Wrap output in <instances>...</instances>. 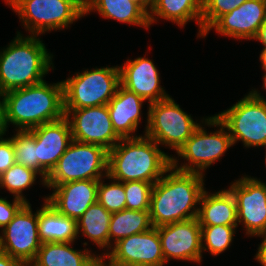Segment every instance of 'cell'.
Instances as JSON below:
<instances>
[{
  "mask_svg": "<svg viewBox=\"0 0 266 266\" xmlns=\"http://www.w3.org/2000/svg\"><path fill=\"white\" fill-rule=\"evenodd\" d=\"M106 255L125 266H163L166 263L156 227L120 239Z\"/></svg>",
  "mask_w": 266,
  "mask_h": 266,
  "instance_id": "cell-16",
  "label": "cell"
},
{
  "mask_svg": "<svg viewBox=\"0 0 266 266\" xmlns=\"http://www.w3.org/2000/svg\"><path fill=\"white\" fill-rule=\"evenodd\" d=\"M108 258V263L105 259ZM105 260V261H104ZM106 262V263H105ZM96 266H125L123 264H119L114 262L109 256L106 254H101V256L96 255Z\"/></svg>",
  "mask_w": 266,
  "mask_h": 266,
  "instance_id": "cell-38",
  "label": "cell"
},
{
  "mask_svg": "<svg viewBox=\"0 0 266 266\" xmlns=\"http://www.w3.org/2000/svg\"><path fill=\"white\" fill-rule=\"evenodd\" d=\"M252 40L260 41L262 43V45L264 46L263 48H266V20L260 26L256 36Z\"/></svg>",
  "mask_w": 266,
  "mask_h": 266,
  "instance_id": "cell-39",
  "label": "cell"
},
{
  "mask_svg": "<svg viewBox=\"0 0 266 266\" xmlns=\"http://www.w3.org/2000/svg\"><path fill=\"white\" fill-rule=\"evenodd\" d=\"M119 69L121 85L148 100V104L170 97L160 85V74L152 60L137 57L127 60Z\"/></svg>",
  "mask_w": 266,
  "mask_h": 266,
  "instance_id": "cell-19",
  "label": "cell"
},
{
  "mask_svg": "<svg viewBox=\"0 0 266 266\" xmlns=\"http://www.w3.org/2000/svg\"><path fill=\"white\" fill-rule=\"evenodd\" d=\"M265 73V75H263V87H264V89H266V71H264Z\"/></svg>",
  "mask_w": 266,
  "mask_h": 266,
  "instance_id": "cell-44",
  "label": "cell"
},
{
  "mask_svg": "<svg viewBox=\"0 0 266 266\" xmlns=\"http://www.w3.org/2000/svg\"><path fill=\"white\" fill-rule=\"evenodd\" d=\"M235 228L237 226H201L202 252L208 250L217 256L227 250L233 241Z\"/></svg>",
  "mask_w": 266,
  "mask_h": 266,
  "instance_id": "cell-29",
  "label": "cell"
},
{
  "mask_svg": "<svg viewBox=\"0 0 266 266\" xmlns=\"http://www.w3.org/2000/svg\"><path fill=\"white\" fill-rule=\"evenodd\" d=\"M41 244L38 231V210L33 214L31 204L26 203L2 230L0 251L29 266L35 259Z\"/></svg>",
  "mask_w": 266,
  "mask_h": 266,
  "instance_id": "cell-11",
  "label": "cell"
},
{
  "mask_svg": "<svg viewBox=\"0 0 266 266\" xmlns=\"http://www.w3.org/2000/svg\"><path fill=\"white\" fill-rule=\"evenodd\" d=\"M71 242L42 243L29 266H90L95 254L88 249L75 250Z\"/></svg>",
  "mask_w": 266,
  "mask_h": 266,
  "instance_id": "cell-24",
  "label": "cell"
},
{
  "mask_svg": "<svg viewBox=\"0 0 266 266\" xmlns=\"http://www.w3.org/2000/svg\"><path fill=\"white\" fill-rule=\"evenodd\" d=\"M199 205L200 226H238L236 201L229 189L213 194L205 190Z\"/></svg>",
  "mask_w": 266,
  "mask_h": 266,
  "instance_id": "cell-21",
  "label": "cell"
},
{
  "mask_svg": "<svg viewBox=\"0 0 266 266\" xmlns=\"http://www.w3.org/2000/svg\"><path fill=\"white\" fill-rule=\"evenodd\" d=\"M3 136H0V176L15 164L12 141Z\"/></svg>",
  "mask_w": 266,
  "mask_h": 266,
  "instance_id": "cell-35",
  "label": "cell"
},
{
  "mask_svg": "<svg viewBox=\"0 0 266 266\" xmlns=\"http://www.w3.org/2000/svg\"><path fill=\"white\" fill-rule=\"evenodd\" d=\"M0 266H26L21 260L0 251Z\"/></svg>",
  "mask_w": 266,
  "mask_h": 266,
  "instance_id": "cell-37",
  "label": "cell"
},
{
  "mask_svg": "<svg viewBox=\"0 0 266 266\" xmlns=\"http://www.w3.org/2000/svg\"><path fill=\"white\" fill-rule=\"evenodd\" d=\"M153 227L149 211H137L124 209L113 212L109 225V250L112 244L125 237L143 233ZM114 241V243L111 241Z\"/></svg>",
  "mask_w": 266,
  "mask_h": 266,
  "instance_id": "cell-27",
  "label": "cell"
},
{
  "mask_svg": "<svg viewBox=\"0 0 266 266\" xmlns=\"http://www.w3.org/2000/svg\"><path fill=\"white\" fill-rule=\"evenodd\" d=\"M266 20V0H247L240 7L221 16L203 35L211 29L221 35L252 40Z\"/></svg>",
  "mask_w": 266,
  "mask_h": 266,
  "instance_id": "cell-18",
  "label": "cell"
},
{
  "mask_svg": "<svg viewBox=\"0 0 266 266\" xmlns=\"http://www.w3.org/2000/svg\"><path fill=\"white\" fill-rule=\"evenodd\" d=\"M37 175L36 171L15 163L0 176V188H6L15 198L30 203L22 191L34 184Z\"/></svg>",
  "mask_w": 266,
  "mask_h": 266,
  "instance_id": "cell-28",
  "label": "cell"
},
{
  "mask_svg": "<svg viewBox=\"0 0 266 266\" xmlns=\"http://www.w3.org/2000/svg\"><path fill=\"white\" fill-rule=\"evenodd\" d=\"M202 11L203 0H152L148 19L150 25L158 18H163L179 27L185 26L190 20H196L199 26L198 36L202 37Z\"/></svg>",
  "mask_w": 266,
  "mask_h": 266,
  "instance_id": "cell-22",
  "label": "cell"
},
{
  "mask_svg": "<svg viewBox=\"0 0 266 266\" xmlns=\"http://www.w3.org/2000/svg\"><path fill=\"white\" fill-rule=\"evenodd\" d=\"M260 62L262 69L266 71V48H263L260 54Z\"/></svg>",
  "mask_w": 266,
  "mask_h": 266,
  "instance_id": "cell-42",
  "label": "cell"
},
{
  "mask_svg": "<svg viewBox=\"0 0 266 266\" xmlns=\"http://www.w3.org/2000/svg\"><path fill=\"white\" fill-rule=\"evenodd\" d=\"M145 100L119 85L116 94L107 104L112 126L121 138H133L141 121V109Z\"/></svg>",
  "mask_w": 266,
  "mask_h": 266,
  "instance_id": "cell-20",
  "label": "cell"
},
{
  "mask_svg": "<svg viewBox=\"0 0 266 266\" xmlns=\"http://www.w3.org/2000/svg\"><path fill=\"white\" fill-rule=\"evenodd\" d=\"M26 204L21 199L15 198L10 203L6 198H0V228L3 230L18 213V211Z\"/></svg>",
  "mask_w": 266,
  "mask_h": 266,
  "instance_id": "cell-34",
  "label": "cell"
},
{
  "mask_svg": "<svg viewBox=\"0 0 266 266\" xmlns=\"http://www.w3.org/2000/svg\"><path fill=\"white\" fill-rule=\"evenodd\" d=\"M94 10L106 19L143 26L145 29L150 27L148 14L130 0H87L85 15Z\"/></svg>",
  "mask_w": 266,
  "mask_h": 266,
  "instance_id": "cell-25",
  "label": "cell"
},
{
  "mask_svg": "<svg viewBox=\"0 0 266 266\" xmlns=\"http://www.w3.org/2000/svg\"><path fill=\"white\" fill-rule=\"evenodd\" d=\"M247 0H203L202 37L223 15L240 7Z\"/></svg>",
  "mask_w": 266,
  "mask_h": 266,
  "instance_id": "cell-33",
  "label": "cell"
},
{
  "mask_svg": "<svg viewBox=\"0 0 266 266\" xmlns=\"http://www.w3.org/2000/svg\"><path fill=\"white\" fill-rule=\"evenodd\" d=\"M199 125L174 99L168 97L149 104L144 135L177 152Z\"/></svg>",
  "mask_w": 266,
  "mask_h": 266,
  "instance_id": "cell-10",
  "label": "cell"
},
{
  "mask_svg": "<svg viewBox=\"0 0 266 266\" xmlns=\"http://www.w3.org/2000/svg\"><path fill=\"white\" fill-rule=\"evenodd\" d=\"M107 164L108 150L103 146L72 140L48 174L45 186L79 180H100L107 176Z\"/></svg>",
  "mask_w": 266,
  "mask_h": 266,
  "instance_id": "cell-8",
  "label": "cell"
},
{
  "mask_svg": "<svg viewBox=\"0 0 266 266\" xmlns=\"http://www.w3.org/2000/svg\"><path fill=\"white\" fill-rule=\"evenodd\" d=\"M38 231L42 243L75 242L78 237L77 221L58 213L44 199V205L38 209Z\"/></svg>",
  "mask_w": 266,
  "mask_h": 266,
  "instance_id": "cell-23",
  "label": "cell"
},
{
  "mask_svg": "<svg viewBox=\"0 0 266 266\" xmlns=\"http://www.w3.org/2000/svg\"><path fill=\"white\" fill-rule=\"evenodd\" d=\"M149 137L121 139L108 151L107 179L155 184L171 167V157Z\"/></svg>",
  "mask_w": 266,
  "mask_h": 266,
  "instance_id": "cell-2",
  "label": "cell"
},
{
  "mask_svg": "<svg viewBox=\"0 0 266 266\" xmlns=\"http://www.w3.org/2000/svg\"><path fill=\"white\" fill-rule=\"evenodd\" d=\"M138 4L147 14H149L152 6V0H130Z\"/></svg>",
  "mask_w": 266,
  "mask_h": 266,
  "instance_id": "cell-41",
  "label": "cell"
},
{
  "mask_svg": "<svg viewBox=\"0 0 266 266\" xmlns=\"http://www.w3.org/2000/svg\"><path fill=\"white\" fill-rule=\"evenodd\" d=\"M28 131L36 139L37 173L41 176V182L45 186L48 174L72 141L71 127L64 116L62 119L44 123Z\"/></svg>",
  "mask_w": 266,
  "mask_h": 266,
  "instance_id": "cell-15",
  "label": "cell"
},
{
  "mask_svg": "<svg viewBox=\"0 0 266 266\" xmlns=\"http://www.w3.org/2000/svg\"><path fill=\"white\" fill-rule=\"evenodd\" d=\"M11 137L15 163L30 168L37 172V148L36 139L28 131H18Z\"/></svg>",
  "mask_w": 266,
  "mask_h": 266,
  "instance_id": "cell-30",
  "label": "cell"
},
{
  "mask_svg": "<svg viewBox=\"0 0 266 266\" xmlns=\"http://www.w3.org/2000/svg\"><path fill=\"white\" fill-rule=\"evenodd\" d=\"M165 262L202 259L201 226L198 218L157 227Z\"/></svg>",
  "mask_w": 266,
  "mask_h": 266,
  "instance_id": "cell-14",
  "label": "cell"
},
{
  "mask_svg": "<svg viewBox=\"0 0 266 266\" xmlns=\"http://www.w3.org/2000/svg\"><path fill=\"white\" fill-rule=\"evenodd\" d=\"M0 136L6 134V125L4 120V102H3V94L0 93Z\"/></svg>",
  "mask_w": 266,
  "mask_h": 266,
  "instance_id": "cell-40",
  "label": "cell"
},
{
  "mask_svg": "<svg viewBox=\"0 0 266 266\" xmlns=\"http://www.w3.org/2000/svg\"><path fill=\"white\" fill-rule=\"evenodd\" d=\"M6 3L33 36L68 28L85 15L73 0H6Z\"/></svg>",
  "mask_w": 266,
  "mask_h": 266,
  "instance_id": "cell-9",
  "label": "cell"
},
{
  "mask_svg": "<svg viewBox=\"0 0 266 266\" xmlns=\"http://www.w3.org/2000/svg\"><path fill=\"white\" fill-rule=\"evenodd\" d=\"M165 175L153 185L151 192L149 212L156 228L197 218L199 208L196 205L200 204L205 191L204 174L184 172L171 166Z\"/></svg>",
  "mask_w": 266,
  "mask_h": 266,
  "instance_id": "cell-1",
  "label": "cell"
},
{
  "mask_svg": "<svg viewBox=\"0 0 266 266\" xmlns=\"http://www.w3.org/2000/svg\"><path fill=\"white\" fill-rule=\"evenodd\" d=\"M64 113L71 127L72 140L97 144L108 151L121 140L113 129L107 105L64 109Z\"/></svg>",
  "mask_w": 266,
  "mask_h": 266,
  "instance_id": "cell-12",
  "label": "cell"
},
{
  "mask_svg": "<svg viewBox=\"0 0 266 266\" xmlns=\"http://www.w3.org/2000/svg\"><path fill=\"white\" fill-rule=\"evenodd\" d=\"M229 190L236 201L237 221L243 223L246 234H266V183L243 176L235 180Z\"/></svg>",
  "mask_w": 266,
  "mask_h": 266,
  "instance_id": "cell-13",
  "label": "cell"
},
{
  "mask_svg": "<svg viewBox=\"0 0 266 266\" xmlns=\"http://www.w3.org/2000/svg\"><path fill=\"white\" fill-rule=\"evenodd\" d=\"M6 130L11 123L18 131L30 130L44 123L62 119L63 83L43 82L3 94Z\"/></svg>",
  "mask_w": 266,
  "mask_h": 266,
  "instance_id": "cell-3",
  "label": "cell"
},
{
  "mask_svg": "<svg viewBox=\"0 0 266 266\" xmlns=\"http://www.w3.org/2000/svg\"><path fill=\"white\" fill-rule=\"evenodd\" d=\"M112 180L111 184H104L100 179L97 195V202L111 213L126 209L124 182Z\"/></svg>",
  "mask_w": 266,
  "mask_h": 266,
  "instance_id": "cell-31",
  "label": "cell"
},
{
  "mask_svg": "<svg viewBox=\"0 0 266 266\" xmlns=\"http://www.w3.org/2000/svg\"><path fill=\"white\" fill-rule=\"evenodd\" d=\"M208 127H220L215 132L207 133L205 127L199 125L193 135L176 152L178 157L188 161L178 167V160L171 156V166L184 172L203 174V171L221 158L224 153L233 146L229 132L223 123L214 115L203 118Z\"/></svg>",
  "mask_w": 266,
  "mask_h": 266,
  "instance_id": "cell-7",
  "label": "cell"
},
{
  "mask_svg": "<svg viewBox=\"0 0 266 266\" xmlns=\"http://www.w3.org/2000/svg\"><path fill=\"white\" fill-rule=\"evenodd\" d=\"M112 213L96 202L77 221V233L90 239L99 248L109 250V225Z\"/></svg>",
  "mask_w": 266,
  "mask_h": 266,
  "instance_id": "cell-26",
  "label": "cell"
},
{
  "mask_svg": "<svg viewBox=\"0 0 266 266\" xmlns=\"http://www.w3.org/2000/svg\"><path fill=\"white\" fill-rule=\"evenodd\" d=\"M99 180L70 181L46 186L53 193L46 201L60 214L78 221L83 213L97 202Z\"/></svg>",
  "mask_w": 266,
  "mask_h": 266,
  "instance_id": "cell-17",
  "label": "cell"
},
{
  "mask_svg": "<svg viewBox=\"0 0 266 266\" xmlns=\"http://www.w3.org/2000/svg\"><path fill=\"white\" fill-rule=\"evenodd\" d=\"M153 185V183L146 181L124 182L126 209L149 211Z\"/></svg>",
  "mask_w": 266,
  "mask_h": 266,
  "instance_id": "cell-32",
  "label": "cell"
},
{
  "mask_svg": "<svg viewBox=\"0 0 266 266\" xmlns=\"http://www.w3.org/2000/svg\"><path fill=\"white\" fill-rule=\"evenodd\" d=\"M84 12L87 6V0H73Z\"/></svg>",
  "mask_w": 266,
  "mask_h": 266,
  "instance_id": "cell-43",
  "label": "cell"
},
{
  "mask_svg": "<svg viewBox=\"0 0 266 266\" xmlns=\"http://www.w3.org/2000/svg\"><path fill=\"white\" fill-rule=\"evenodd\" d=\"M227 128L233 145L242 141L245 147H266V99L257 90L227 110L215 115Z\"/></svg>",
  "mask_w": 266,
  "mask_h": 266,
  "instance_id": "cell-6",
  "label": "cell"
},
{
  "mask_svg": "<svg viewBox=\"0 0 266 266\" xmlns=\"http://www.w3.org/2000/svg\"><path fill=\"white\" fill-rule=\"evenodd\" d=\"M263 238V241L260 245H258V252L255 255L257 262H259L262 266H266V234L258 235Z\"/></svg>",
  "mask_w": 266,
  "mask_h": 266,
  "instance_id": "cell-36",
  "label": "cell"
},
{
  "mask_svg": "<svg viewBox=\"0 0 266 266\" xmlns=\"http://www.w3.org/2000/svg\"><path fill=\"white\" fill-rule=\"evenodd\" d=\"M90 266H96V256L94 257L92 264Z\"/></svg>",
  "mask_w": 266,
  "mask_h": 266,
  "instance_id": "cell-45",
  "label": "cell"
},
{
  "mask_svg": "<svg viewBox=\"0 0 266 266\" xmlns=\"http://www.w3.org/2000/svg\"><path fill=\"white\" fill-rule=\"evenodd\" d=\"M52 58L37 36L23 37L17 32L7 48L0 51V93L43 82L44 75L54 67Z\"/></svg>",
  "mask_w": 266,
  "mask_h": 266,
  "instance_id": "cell-4",
  "label": "cell"
},
{
  "mask_svg": "<svg viewBox=\"0 0 266 266\" xmlns=\"http://www.w3.org/2000/svg\"><path fill=\"white\" fill-rule=\"evenodd\" d=\"M63 83L64 109L107 105L120 83V69L101 67L76 73Z\"/></svg>",
  "mask_w": 266,
  "mask_h": 266,
  "instance_id": "cell-5",
  "label": "cell"
}]
</instances>
